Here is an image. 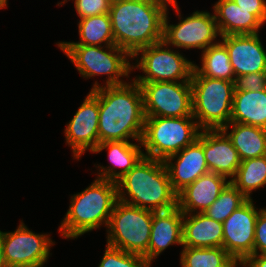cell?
<instances>
[{
  "mask_svg": "<svg viewBox=\"0 0 266 267\" xmlns=\"http://www.w3.org/2000/svg\"><path fill=\"white\" fill-rule=\"evenodd\" d=\"M253 254H266V208L259 211L256 225Z\"/></svg>",
  "mask_w": 266,
  "mask_h": 267,
  "instance_id": "obj_33",
  "label": "cell"
},
{
  "mask_svg": "<svg viewBox=\"0 0 266 267\" xmlns=\"http://www.w3.org/2000/svg\"><path fill=\"white\" fill-rule=\"evenodd\" d=\"M70 0H63L58 2L57 6L64 5L65 2ZM74 7L77 13V16L80 19L102 15L109 13L111 1L110 0H73Z\"/></svg>",
  "mask_w": 266,
  "mask_h": 267,
  "instance_id": "obj_31",
  "label": "cell"
},
{
  "mask_svg": "<svg viewBox=\"0 0 266 267\" xmlns=\"http://www.w3.org/2000/svg\"><path fill=\"white\" fill-rule=\"evenodd\" d=\"M258 34L221 36L226 47L235 77L266 72V49Z\"/></svg>",
  "mask_w": 266,
  "mask_h": 267,
  "instance_id": "obj_15",
  "label": "cell"
},
{
  "mask_svg": "<svg viewBox=\"0 0 266 267\" xmlns=\"http://www.w3.org/2000/svg\"><path fill=\"white\" fill-rule=\"evenodd\" d=\"M98 267H151V265L142 255L128 253L106 244Z\"/></svg>",
  "mask_w": 266,
  "mask_h": 267,
  "instance_id": "obj_30",
  "label": "cell"
},
{
  "mask_svg": "<svg viewBox=\"0 0 266 267\" xmlns=\"http://www.w3.org/2000/svg\"><path fill=\"white\" fill-rule=\"evenodd\" d=\"M247 199L260 188L266 187V155L242 160L235 177L230 181Z\"/></svg>",
  "mask_w": 266,
  "mask_h": 267,
  "instance_id": "obj_27",
  "label": "cell"
},
{
  "mask_svg": "<svg viewBox=\"0 0 266 267\" xmlns=\"http://www.w3.org/2000/svg\"><path fill=\"white\" fill-rule=\"evenodd\" d=\"M79 41H60L56 44H80L94 46L115 45L109 13L79 19Z\"/></svg>",
  "mask_w": 266,
  "mask_h": 267,
  "instance_id": "obj_26",
  "label": "cell"
},
{
  "mask_svg": "<svg viewBox=\"0 0 266 267\" xmlns=\"http://www.w3.org/2000/svg\"><path fill=\"white\" fill-rule=\"evenodd\" d=\"M201 66L194 63L192 75L235 81V74L230 63L226 47L221 43L209 46L201 52Z\"/></svg>",
  "mask_w": 266,
  "mask_h": 267,
  "instance_id": "obj_25",
  "label": "cell"
},
{
  "mask_svg": "<svg viewBox=\"0 0 266 267\" xmlns=\"http://www.w3.org/2000/svg\"><path fill=\"white\" fill-rule=\"evenodd\" d=\"M152 220L153 211L118 200L107 226V244L128 253L142 255L148 262Z\"/></svg>",
  "mask_w": 266,
  "mask_h": 267,
  "instance_id": "obj_8",
  "label": "cell"
},
{
  "mask_svg": "<svg viewBox=\"0 0 266 267\" xmlns=\"http://www.w3.org/2000/svg\"><path fill=\"white\" fill-rule=\"evenodd\" d=\"M137 143L132 141H107L99 143L93 153L98 154L106 149L110 164L107 166L100 164L95 166V168H98L97 178L113 182L120 180L144 157L141 141Z\"/></svg>",
  "mask_w": 266,
  "mask_h": 267,
  "instance_id": "obj_18",
  "label": "cell"
},
{
  "mask_svg": "<svg viewBox=\"0 0 266 267\" xmlns=\"http://www.w3.org/2000/svg\"><path fill=\"white\" fill-rule=\"evenodd\" d=\"M93 92L99 99L98 144L141 141L146 116L140 86L131 79V83L100 87Z\"/></svg>",
  "mask_w": 266,
  "mask_h": 267,
  "instance_id": "obj_1",
  "label": "cell"
},
{
  "mask_svg": "<svg viewBox=\"0 0 266 267\" xmlns=\"http://www.w3.org/2000/svg\"><path fill=\"white\" fill-rule=\"evenodd\" d=\"M142 91L146 117L193 116L190 82L137 83Z\"/></svg>",
  "mask_w": 266,
  "mask_h": 267,
  "instance_id": "obj_12",
  "label": "cell"
},
{
  "mask_svg": "<svg viewBox=\"0 0 266 267\" xmlns=\"http://www.w3.org/2000/svg\"><path fill=\"white\" fill-rule=\"evenodd\" d=\"M179 18L177 24H170L168 8L164 17L163 41L168 46L178 49H201L220 42L221 37L214 13L209 11H194L190 16L183 18L178 3L169 4Z\"/></svg>",
  "mask_w": 266,
  "mask_h": 267,
  "instance_id": "obj_10",
  "label": "cell"
},
{
  "mask_svg": "<svg viewBox=\"0 0 266 267\" xmlns=\"http://www.w3.org/2000/svg\"><path fill=\"white\" fill-rule=\"evenodd\" d=\"M0 267H7L5 259H4V253H3V244L0 234Z\"/></svg>",
  "mask_w": 266,
  "mask_h": 267,
  "instance_id": "obj_36",
  "label": "cell"
},
{
  "mask_svg": "<svg viewBox=\"0 0 266 267\" xmlns=\"http://www.w3.org/2000/svg\"><path fill=\"white\" fill-rule=\"evenodd\" d=\"M248 199L231 183L221 191L219 197L203 212L207 217L223 223L234 210Z\"/></svg>",
  "mask_w": 266,
  "mask_h": 267,
  "instance_id": "obj_29",
  "label": "cell"
},
{
  "mask_svg": "<svg viewBox=\"0 0 266 267\" xmlns=\"http://www.w3.org/2000/svg\"><path fill=\"white\" fill-rule=\"evenodd\" d=\"M253 199H248L222 223L223 248L236 260L245 261L253 254L255 225L259 214Z\"/></svg>",
  "mask_w": 266,
  "mask_h": 267,
  "instance_id": "obj_13",
  "label": "cell"
},
{
  "mask_svg": "<svg viewBox=\"0 0 266 267\" xmlns=\"http://www.w3.org/2000/svg\"><path fill=\"white\" fill-rule=\"evenodd\" d=\"M173 161V162H172ZM172 189L178 193L185 186L209 172L202 146V130L198 138L164 161Z\"/></svg>",
  "mask_w": 266,
  "mask_h": 267,
  "instance_id": "obj_16",
  "label": "cell"
},
{
  "mask_svg": "<svg viewBox=\"0 0 266 267\" xmlns=\"http://www.w3.org/2000/svg\"><path fill=\"white\" fill-rule=\"evenodd\" d=\"M229 267H247V264L245 263V261H235Z\"/></svg>",
  "mask_w": 266,
  "mask_h": 267,
  "instance_id": "obj_37",
  "label": "cell"
},
{
  "mask_svg": "<svg viewBox=\"0 0 266 267\" xmlns=\"http://www.w3.org/2000/svg\"><path fill=\"white\" fill-rule=\"evenodd\" d=\"M202 146L209 172L231 181L241 164L237 150L222 129L202 130Z\"/></svg>",
  "mask_w": 266,
  "mask_h": 267,
  "instance_id": "obj_17",
  "label": "cell"
},
{
  "mask_svg": "<svg viewBox=\"0 0 266 267\" xmlns=\"http://www.w3.org/2000/svg\"><path fill=\"white\" fill-rule=\"evenodd\" d=\"M57 47L70 59L83 78L107 76L104 85L94 81L90 91L100 87L125 84L128 81L125 82L123 77L128 79L133 72L130 62L132 57L116 45L57 44Z\"/></svg>",
  "mask_w": 266,
  "mask_h": 267,
  "instance_id": "obj_5",
  "label": "cell"
},
{
  "mask_svg": "<svg viewBox=\"0 0 266 267\" xmlns=\"http://www.w3.org/2000/svg\"><path fill=\"white\" fill-rule=\"evenodd\" d=\"M213 11L221 36L258 34L264 25L254 14L233 0H218Z\"/></svg>",
  "mask_w": 266,
  "mask_h": 267,
  "instance_id": "obj_21",
  "label": "cell"
},
{
  "mask_svg": "<svg viewBox=\"0 0 266 267\" xmlns=\"http://www.w3.org/2000/svg\"><path fill=\"white\" fill-rule=\"evenodd\" d=\"M245 263L247 267H266V254H252Z\"/></svg>",
  "mask_w": 266,
  "mask_h": 267,
  "instance_id": "obj_35",
  "label": "cell"
},
{
  "mask_svg": "<svg viewBox=\"0 0 266 267\" xmlns=\"http://www.w3.org/2000/svg\"><path fill=\"white\" fill-rule=\"evenodd\" d=\"M8 0H0V10L7 7L8 5Z\"/></svg>",
  "mask_w": 266,
  "mask_h": 267,
  "instance_id": "obj_38",
  "label": "cell"
},
{
  "mask_svg": "<svg viewBox=\"0 0 266 267\" xmlns=\"http://www.w3.org/2000/svg\"><path fill=\"white\" fill-rule=\"evenodd\" d=\"M182 248L179 261L181 267H229L236 261L223 247Z\"/></svg>",
  "mask_w": 266,
  "mask_h": 267,
  "instance_id": "obj_28",
  "label": "cell"
},
{
  "mask_svg": "<svg viewBox=\"0 0 266 267\" xmlns=\"http://www.w3.org/2000/svg\"><path fill=\"white\" fill-rule=\"evenodd\" d=\"M193 117L204 129H222L230 123L234 82L191 75Z\"/></svg>",
  "mask_w": 266,
  "mask_h": 267,
  "instance_id": "obj_7",
  "label": "cell"
},
{
  "mask_svg": "<svg viewBox=\"0 0 266 267\" xmlns=\"http://www.w3.org/2000/svg\"><path fill=\"white\" fill-rule=\"evenodd\" d=\"M234 91H261L266 89V72L250 73L237 76Z\"/></svg>",
  "mask_w": 266,
  "mask_h": 267,
  "instance_id": "obj_32",
  "label": "cell"
},
{
  "mask_svg": "<svg viewBox=\"0 0 266 267\" xmlns=\"http://www.w3.org/2000/svg\"><path fill=\"white\" fill-rule=\"evenodd\" d=\"M99 99L90 91L83 103L66 124V145L71 147L73 159L80 160L86 150L93 153L98 145Z\"/></svg>",
  "mask_w": 266,
  "mask_h": 267,
  "instance_id": "obj_14",
  "label": "cell"
},
{
  "mask_svg": "<svg viewBox=\"0 0 266 267\" xmlns=\"http://www.w3.org/2000/svg\"><path fill=\"white\" fill-rule=\"evenodd\" d=\"M0 234L7 267H43L52 255L50 248L55 245L50 234L29 230L23 220L15 231L0 230Z\"/></svg>",
  "mask_w": 266,
  "mask_h": 267,
  "instance_id": "obj_11",
  "label": "cell"
},
{
  "mask_svg": "<svg viewBox=\"0 0 266 267\" xmlns=\"http://www.w3.org/2000/svg\"><path fill=\"white\" fill-rule=\"evenodd\" d=\"M163 1H165L168 4H175V3H177V0H163Z\"/></svg>",
  "mask_w": 266,
  "mask_h": 267,
  "instance_id": "obj_39",
  "label": "cell"
},
{
  "mask_svg": "<svg viewBox=\"0 0 266 267\" xmlns=\"http://www.w3.org/2000/svg\"><path fill=\"white\" fill-rule=\"evenodd\" d=\"M222 130L231 139L241 161L266 155V129L230 122Z\"/></svg>",
  "mask_w": 266,
  "mask_h": 267,
  "instance_id": "obj_23",
  "label": "cell"
},
{
  "mask_svg": "<svg viewBox=\"0 0 266 267\" xmlns=\"http://www.w3.org/2000/svg\"><path fill=\"white\" fill-rule=\"evenodd\" d=\"M168 7L163 0L111 2L109 15L115 45L133 57L140 49L163 41Z\"/></svg>",
  "mask_w": 266,
  "mask_h": 267,
  "instance_id": "obj_2",
  "label": "cell"
},
{
  "mask_svg": "<svg viewBox=\"0 0 266 267\" xmlns=\"http://www.w3.org/2000/svg\"><path fill=\"white\" fill-rule=\"evenodd\" d=\"M132 59L136 61H132V71L138 69L145 74L137 75L133 79L136 83L190 82L194 69V61L164 41L140 49Z\"/></svg>",
  "mask_w": 266,
  "mask_h": 267,
  "instance_id": "obj_9",
  "label": "cell"
},
{
  "mask_svg": "<svg viewBox=\"0 0 266 267\" xmlns=\"http://www.w3.org/2000/svg\"><path fill=\"white\" fill-rule=\"evenodd\" d=\"M116 184L118 200L123 203L153 212L177 206V193L161 160L144 156Z\"/></svg>",
  "mask_w": 266,
  "mask_h": 267,
  "instance_id": "obj_3",
  "label": "cell"
},
{
  "mask_svg": "<svg viewBox=\"0 0 266 267\" xmlns=\"http://www.w3.org/2000/svg\"><path fill=\"white\" fill-rule=\"evenodd\" d=\"M244 10L250 11L263 24L266 23V0H233Z\"/></svg>",
  "mask_w": 266,
  "mask_h": 267,
  "instance_id": "obj_34",
  "label": "cell"
},
{
  "mask_svg": "<svg viewBox=\"0 0 266 267\" xmlns=\"http://www.w3.org/2000/svg\"><path fill=\"white\" fill-rule=\"evenodd\" d=\"M230 181L208 172L177 193V207L183 213H203L220 195Z\"/></svg>",
  "mask_w": 266,
  "mask_h": 267,
  "instance_id": "obj_19",
  "label": "cell"
},
{
  "mask_svg": "<svg viewBox=\"0 0 266 267\" xmlns=\"http://www.w3.org/2000/svg\"><path fill=\"white\" fill-rule=\"evenodd\" d=\"M83 191L70 196L69 208L58 228L66 239H77L104 225L118 201L116 182L97 178Z\"/></svg>",
  "mask_w": 266,
  "mask_h": 267,
  "instance_id": "obj_4",
  "label": "cell"
},
{
  "mask_svg": "<svg viewBox=\"0 0 266 267\" xmlns=\"http://www.w3.org/2000/svg\"><path fill=\"white\" fill-rule=\"evenodd\" d=\"M183 212L176 206L166 211L153 212L148 245V263L162 254L169 246H183Z\"/></svg>",
  "mask_w": 266,
  "mask_h": 267,
  "instance_id": "obj_20",
  "label": "cell"
},
{
  "mask_svg": "<svg viewBox=\"0 0 266 267\" xmlns=\"http://www.w3.org/2000/svg\"><path fill=\"white\" fill-rule=\"evenodd\" d=\"M230 122L266 129V89L234 91Z\"/></svg>",
  "mask_w": 266,
  "mask_h": 267,
  "instance_id": "obj_24",
  "label": "cell"
},
{
  "mask_svg": "<svg viewBox=\"0 0 266 267\" xmlns=\"http://www.w3.org/2000/svg\"><path fill=\"white\" fill-rule=\"evenodd\" d=\"M201 130L193 116L146 117L141 138L144 156L164 161L192 144Z\"/></svg>",
  "mask_w": 266,
  "mask_h": 267,
  "instance_id": "obj_6",
  "label": "cell"
},
{
  "mask_svg": "<svg viewBox=\"0 0 266 267\" xmlns=\"http://www.w3.org/2000/svg\"><path fill=\"white\" fill-rule=\"evenodd\" d=\"M183 246L223 247V225L204 213H183Z\"/></svg>",
  "mask_w": 266,
  "mask_h": 267,
  "instance_id": "obj_22",
  "label": "cell"
}]
</instances>
